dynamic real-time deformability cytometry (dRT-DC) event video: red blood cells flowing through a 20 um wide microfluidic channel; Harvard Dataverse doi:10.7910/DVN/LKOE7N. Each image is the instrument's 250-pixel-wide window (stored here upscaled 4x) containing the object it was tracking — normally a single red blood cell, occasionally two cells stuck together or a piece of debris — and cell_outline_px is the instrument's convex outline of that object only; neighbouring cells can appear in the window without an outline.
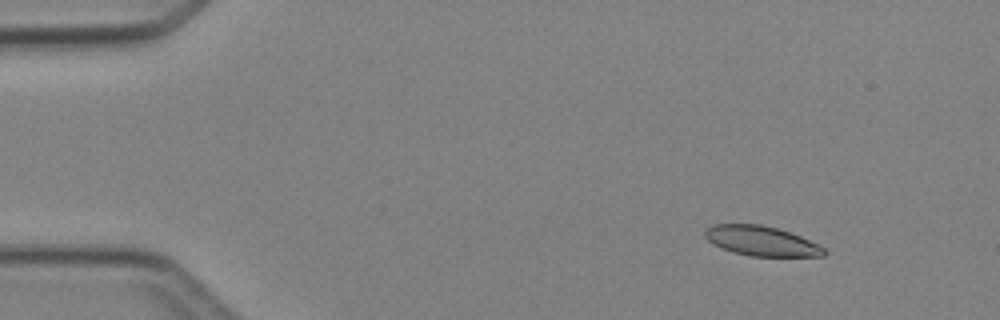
{"species": "Egyptian fruit bat (a non-hibernating species)", "species_latin": "Rousettus aegyptiacus", "temperature_condition": "cold", "stored_images_in_passage": 4, "camera_frame_rate_fps": 3000, "um_per_image_px": 0.085, "animal": {"sex": "female"}, "frame": {"image": 1, "passage_image": 2, "time_ms": 1.0, "image_size_px": [1000, 320], "cell_outline_px": [[828, 252], [824, 256], [752, 256], [732, 252], [712, 244], [704, 236], [704, 232], [712, 224], [760, 224], [776, 228], [800, 236], [824, 248]], "centroid_in_image_um": [64.69, 20.48], "position_along_channel_um": 20.3, "area_um2": 20.52}}